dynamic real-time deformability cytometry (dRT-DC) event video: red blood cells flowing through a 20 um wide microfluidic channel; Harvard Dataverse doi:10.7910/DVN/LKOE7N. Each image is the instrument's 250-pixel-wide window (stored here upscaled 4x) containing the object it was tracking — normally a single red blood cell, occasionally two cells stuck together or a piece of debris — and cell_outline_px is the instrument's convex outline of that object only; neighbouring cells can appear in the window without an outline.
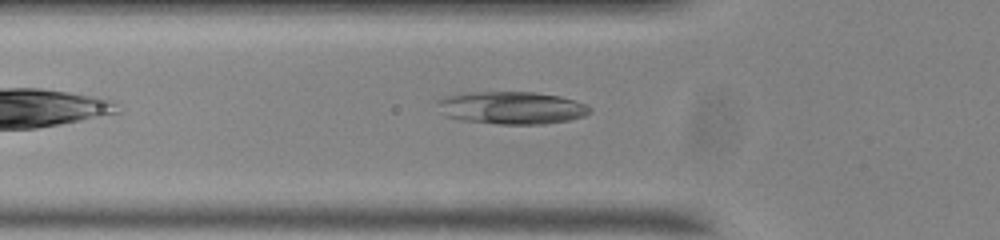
{"species": "common noctule bat (a hibernating species)", "species_latin": "Nyctalus noctula", "temperature_condition": "room temperature", "stored_images_in_passage": 30, "camera_frame_rate_fps": 3000, "um_per_image_px": 0.085, "animal": {"sex": "male", "body_mass_g": 20.0, "forearm_length_mm": 53.3}, "frame": {"image": 1, "passage_image": 2, "time_ms": 0.333, "image_size_px": [1000, 240], "cell_outline_px": [[592, 112], [584, 116], [568, 120], [544, 124], [500, 124], [464, 120], [444, 116], [436, 104], [436, 100], [448, 96], [464, 92], [532, 92], [560, 96], [588, 104], [592, 108]], "centroid_in_image_um": [43.5, 9.16], "position_along_channel_um": 82.3, "area_um2": 29.07}}
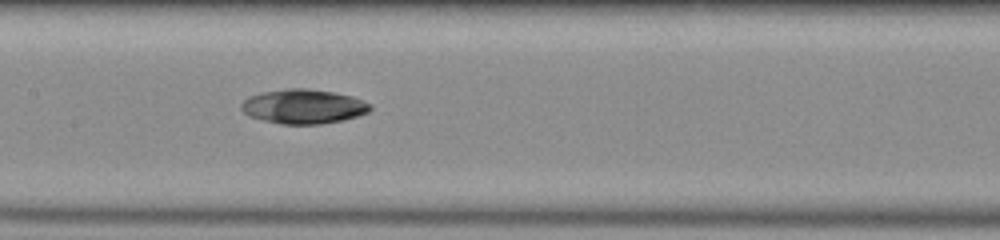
{"frame": {"image": 2, "passage_image": 10, "time_ms": 3.0, "image_size_px": [1000, 240], "cell_outline_px": [[372, 108], [368, 112], [356, 116], [340, 120], [320, 124], [280, 124], [248, 116], [240, 108], [240, 104], [248, 96], [264, 92], [288, 88], [308, 88], [332, 92], [352, 96], [372, 104]], "centroid_in_image_um": [25.77, 9.04], "position_along_channel_um": 181.6, "area_um2": 25.78}}
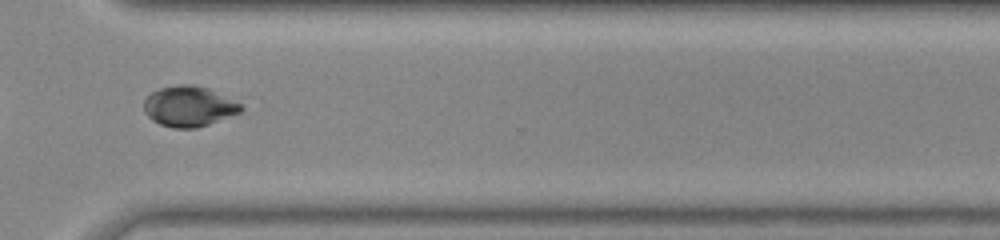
{"frame": {"image": 3, "passage_image": 24, "time_ms": 7.667, "image_size_px": [1000, 240], "cell_outline_px": [[244, 108], [240, 112], [208, 124], [196, 128], [172, 128], [160, 124], [152, 120], [144, 112], [144, 100], [152, 92], [160, 88], [176, 84], [192, 84], [208, 88], [240, 104]], "centroid_in_image_um": [16.02, 9.03], "position_along_channel_um": 354.6, "area_um2": 22.66}}